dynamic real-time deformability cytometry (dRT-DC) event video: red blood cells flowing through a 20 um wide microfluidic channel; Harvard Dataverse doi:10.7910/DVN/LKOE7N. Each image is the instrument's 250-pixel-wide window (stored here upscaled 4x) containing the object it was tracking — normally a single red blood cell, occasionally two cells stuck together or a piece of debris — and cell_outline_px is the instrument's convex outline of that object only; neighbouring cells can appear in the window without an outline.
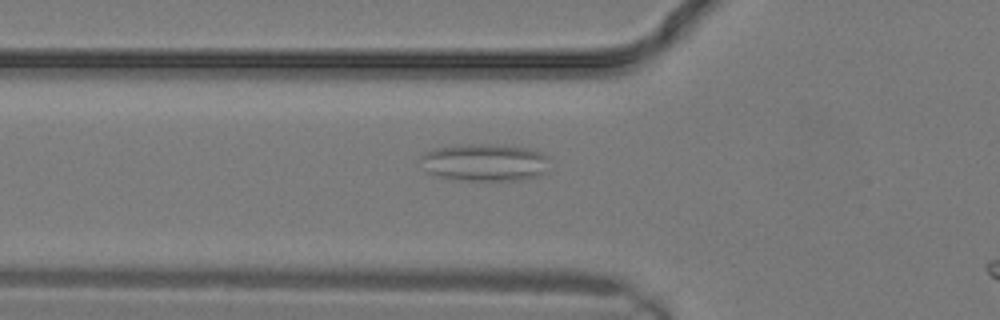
{"species": "common noctule bat (a hibernating species)", "species_latin": "Nyctalus noctula", "temperature_condition": "warm", "stored_images_in_passage": 14, "camera_frame_rate_fps": 3000, "um_per_image_px": 0.085, "animal": {"sex": "male", "body_mass_g": 19.2, "forearm_length_mm": 51.8}, "frame": {"image": 1, "passage_image": 7, "time_ms": 2.0, "image_size_px": [1000, 320], "cell_outline_px": [[548, 172], [536, 176], [520, 180], [468, 180], [440, 176], [428, 172], [420, 156], [424, 152], [436, 148], [468, 144], [492, 144], [528, 148], [540, 152], [544, 156]], "centroid_in_image_um": [41.21, 13.8], "position_along_channel_um": 84.6, "area_um2": 27.51}}
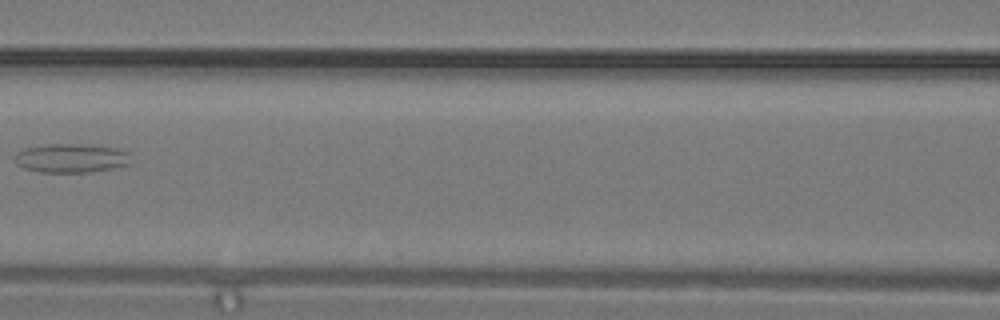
{"frame": {"image": 2, "passage_image": 10, "time_ms": 3.0, "image_size_px": [1000, 320], "cell_outline_px": [[128, 164], [112, 168], [92, 172], [40, 172], [24, 168], [16, 164], [16, 152], [24, 148], [48, 144], [80, 144], [116, 148], [128, 152]], "centroid_in_image_um": [6.0, 13.44], "position_along_channel_um": 160.6, "area_um2": 19.36}}
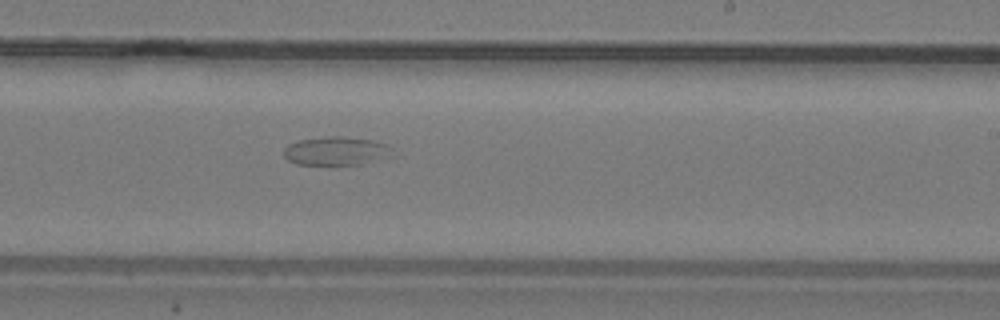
{"frame": {"image": 3, "passage_image": 14, "time_ms": 4.333, "image_size_px": [1000, 320], "cell_outline_px": [[396, 156], [360, 164], [296, 164], [288, 160], [284, 156], [284, 148], [288, 144], [300, 140], [328, 136], [344, 136], [372, 140], [388, 144], [392, 148]], "centroid_in_image_um": [28.64, 12.83], "position_along_channel_um": 260.4, "area_um2": 18.26}}